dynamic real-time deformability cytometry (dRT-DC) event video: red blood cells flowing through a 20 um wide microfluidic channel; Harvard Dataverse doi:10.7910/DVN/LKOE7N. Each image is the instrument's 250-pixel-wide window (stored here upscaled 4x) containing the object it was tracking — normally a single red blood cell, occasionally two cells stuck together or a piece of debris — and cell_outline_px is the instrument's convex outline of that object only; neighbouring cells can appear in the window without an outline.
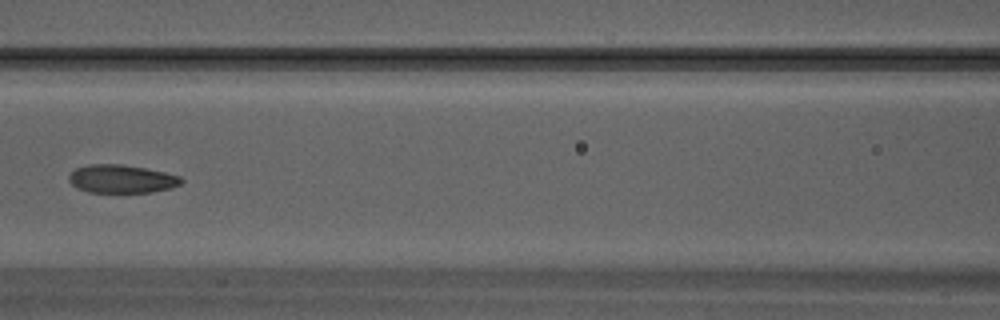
{"species": "Egyptian fruit bat (a non-hibernating species)", "species_latin": "Rousettus aegyptiacus", "temperature_condition": "warm", "stored_images_in_passage": 32, "camera_frame_rate_fps": 3000, "um_per_image_px": 0.085, "animal": {"sex": "male"}, "frame": {"image": 1, "passage_image": 14, "time_ms": 4.333, "image_size_px": [1000, 320], "cell_outline_px": [[184, 180], [180, 184], [172, 188], [152, 192], [88, 192], [76, 188], [68, 180], [68, 176], [76, 168], [88, 164], [120, 164], [144, 168], [164, 172], [180, 176]], "centroid_in_image_um": [10.33, 15.21], "position_along_channel_um": 156.3, "area_um2": 18.5}}
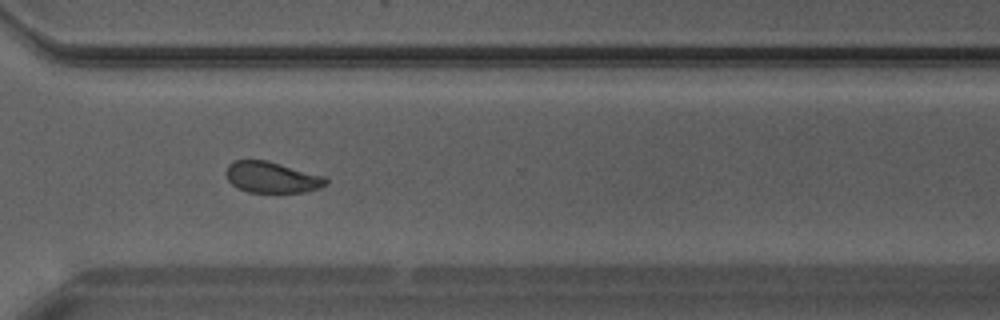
{"frame": {"image": 2, "passage_image": 23, "time_ms": 7.333, "image_size_px": [1000, 320], "cell_outline_px": [[328, 184], [320, 188], [304, 192], [248, 192], [236, 188], [228, 180], [224, 172], [228, 164], [232, 160], [264, 160], [280, 164], [324, 176], [328, 180]], "centroid_in_image_um": [23.07, 15.07], "position_along_channel_um": 347.5, "area_um2": 18.15}}